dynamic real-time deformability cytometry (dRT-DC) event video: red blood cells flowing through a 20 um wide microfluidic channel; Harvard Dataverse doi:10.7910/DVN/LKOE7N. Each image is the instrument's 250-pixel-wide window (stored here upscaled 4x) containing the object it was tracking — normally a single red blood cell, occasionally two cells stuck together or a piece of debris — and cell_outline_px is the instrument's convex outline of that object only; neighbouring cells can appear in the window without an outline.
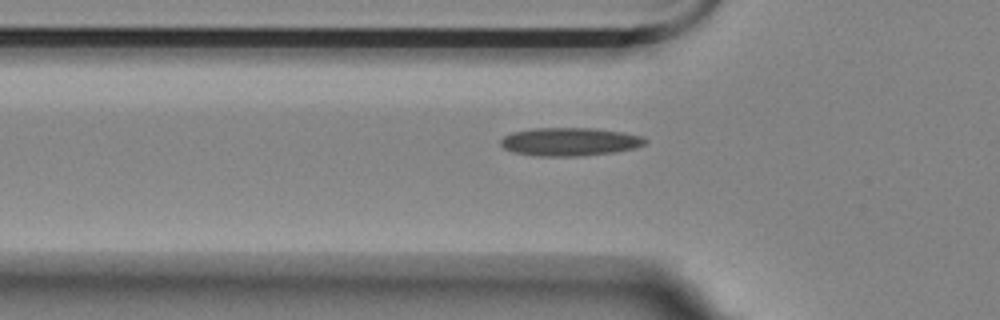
{"species": "Egyptian fruit bat (a non-hibernating species)", "species_latin": "Rousettus aegyptiacus", "temperature_condition": "room temperature", "stored_images_in_passage": 35, "camera_frame_rate_fps": 3000, "um_per_image_px": 0.085, "animal": {"sex": "female"}, "frame": {"image": 1, "passage_image": 2, "time_ms": 0.333, "image_size_px": [1000, 320], "cell_outline_px": [[648, 140], [644, 144], [632, 148], [612, 152], [580, 156], [540, 156], [512, 152], [504, 148], [500, 144], [500, 140], [504, 136], [512, 132], [532, 128], [596, 128], [620, 132], [640, 136]], "centroid_in_image_um": [48.36, 12.04], "position_along_channel_um": 77.4, "area_um2": 23.58}}
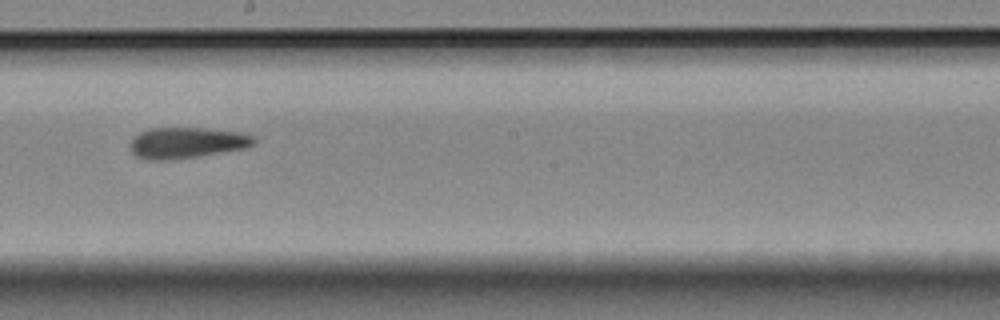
{"frame": {"image": 2, "passage_image": 15, "time_ms": 4.667, "image_size_px": [1000, 320], "cell_outline_px": [[256, 144], [248, 148], [200, 156], [168, 160], [148, 160], [136, 156], [128, 148], [128, 144], [132, 136], [148, 128], [204, 128], [240, 132], [256, 136]], "centroid_in_image_um": [15.87, 12.14], "position_along_channel_um": 232.3, "area_um2": 22.89}}
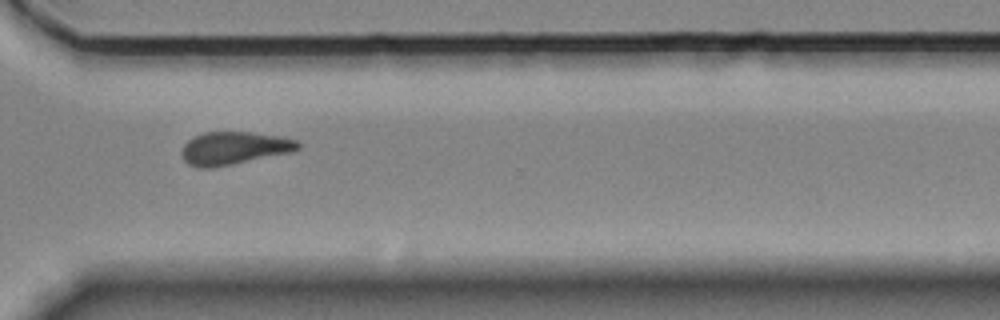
{"frame": {"image": 3, "passage_image": 25, "time_ms": 8.0, "image_size_px": [1000, 320], "cell_outline_px": [[300, 148], [292, 152], [212, 168], [200, 168], [188, 164], [184, 160], [180, 152], [184, 144], [192, 136], [204, 132], [252, 132], [280, 136], [300, 140]], "centroid_in_image_um": [19.89, 12.58], "position_along_channel_um": 350.7, "area_um2": 22.48}}